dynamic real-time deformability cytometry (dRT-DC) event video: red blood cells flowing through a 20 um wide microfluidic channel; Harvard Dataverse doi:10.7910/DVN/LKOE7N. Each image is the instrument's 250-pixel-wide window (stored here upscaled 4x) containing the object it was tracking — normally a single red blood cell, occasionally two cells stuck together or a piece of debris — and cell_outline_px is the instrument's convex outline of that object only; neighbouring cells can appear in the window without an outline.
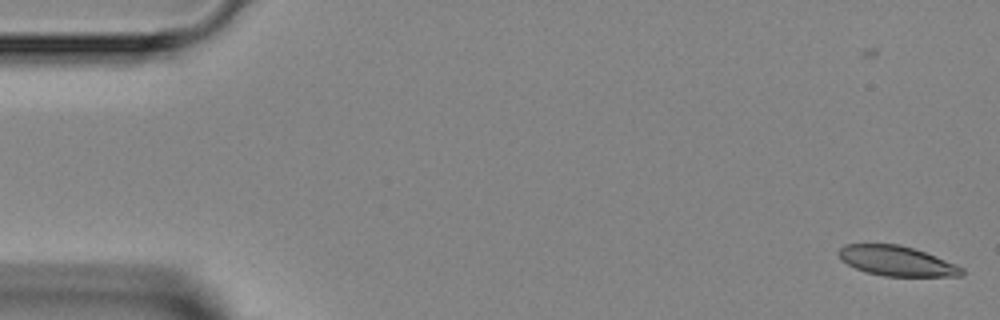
{"species": "Egyptian fruit bat (a non-hibernating species)", "species_latin": "Rousettus aegyptiacus", "temperature_condition": "room temperature", "stored_images_in_passage": 5, "camera_frame_rate_fps": 3000, "um_per_image_px": 0.085, "animal": {"sex": "female"}, "frame": {"image": 1, "passage_image": 1, "time_ms": 0.0, "image_size_px": [1000, 320], "cell_outline_px": [[964, 276], [884, 276], [868, 272], [856, 268], [840, 260], [836, 252], [844, 244], [900, 244], [924, 252], [956, 264], [964, 268]], "centroid_in_image_um": [76.2, 22.18], "position_along_channel_um": 8.8, "area_um2": 21.44}}
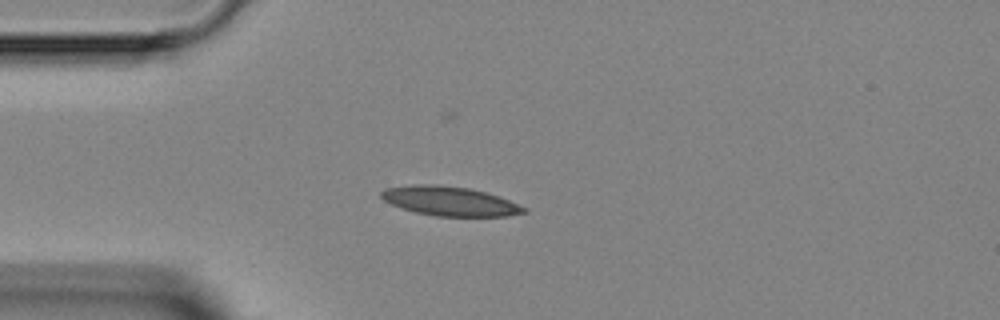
{"frame": {"image": 2, "passage_image": 4, "time_ms": 3.667, "image_size_px": [1000, 320], "cell_outline_px": [[528, 212], [508, 216], [436, 216], [416, 212], [400, 208], [384, 200], [380, 196], [380, 192], [384, 188], [412, 184], [436, 184], [468, 188], [484, 192], [508, 200], [528, 208]], "centroid_in_image_um": [38.2, 17.09], "position_along_channel_um": 46.8, "area_um2": 24.33}}